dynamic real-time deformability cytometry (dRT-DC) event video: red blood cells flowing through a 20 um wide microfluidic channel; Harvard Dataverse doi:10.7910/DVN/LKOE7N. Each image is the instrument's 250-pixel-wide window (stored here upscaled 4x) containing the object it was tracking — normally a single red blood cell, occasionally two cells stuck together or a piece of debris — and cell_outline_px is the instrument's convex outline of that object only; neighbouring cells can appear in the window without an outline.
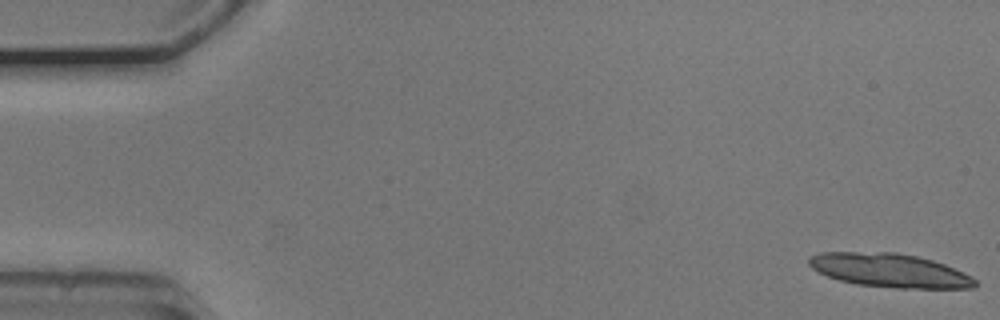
{"species": "common noctule bat (a hibernating species)", "species_latin": "Nyctalus noctula", "temperature_condition": "cold", "stored_images_in_passage": 24, "camera_frame_rate_fps": 3000, "um_per_image_px": 0.085, "animal": {"sex": "male", "body_mass_g": 20.5, "forearm_length_mm": 52.5}, "frame": {"image": 1, "passage_image": 1, "time_ms": 0.0, "image_size_px": [1000, 320], "cell_outline_px": [[976, 288], [896, 288], [856, 284], [840, 280], [828, 276], [812, 268], [808, 264], [808, 256], [820, 252], [896, 252], [916, 256], [932, 260], [944, 264], [964, 272], [972, 276], [976, 280]], "centroid_in_image_um": [75.62, 22.98], "position_along_channel_um": 9.4, "area_um2": 32.71}}
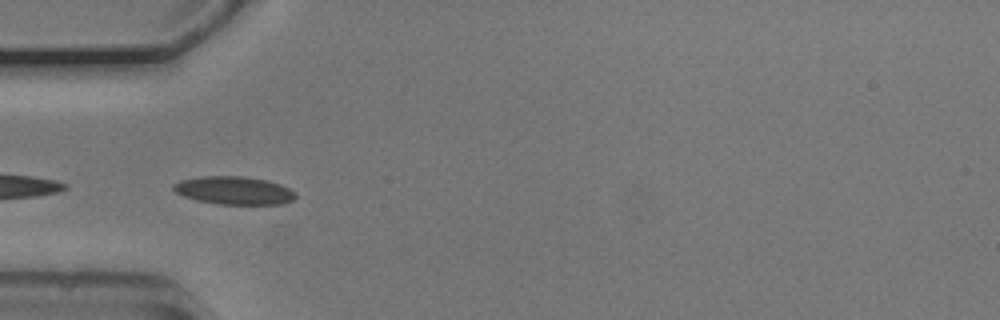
{"frame": {"image": 2, "passage_image": 17, "time_ms": 5.333, "image_size_px": [1000, 320], "cell_outline_px": [[296, 196], [292, 200], [284, 204], [216, 204], [196, 200], [184, 196], [176, 192], [172, 188], [172, 184], [180, 180], [200, 176], [240, 176], [268, 180], [280, 184], [296, 192]], "centroid_in_image_um": [19.88, 16.19], "position_along_channel_um": 65.1, "area_um2": 20.06}}